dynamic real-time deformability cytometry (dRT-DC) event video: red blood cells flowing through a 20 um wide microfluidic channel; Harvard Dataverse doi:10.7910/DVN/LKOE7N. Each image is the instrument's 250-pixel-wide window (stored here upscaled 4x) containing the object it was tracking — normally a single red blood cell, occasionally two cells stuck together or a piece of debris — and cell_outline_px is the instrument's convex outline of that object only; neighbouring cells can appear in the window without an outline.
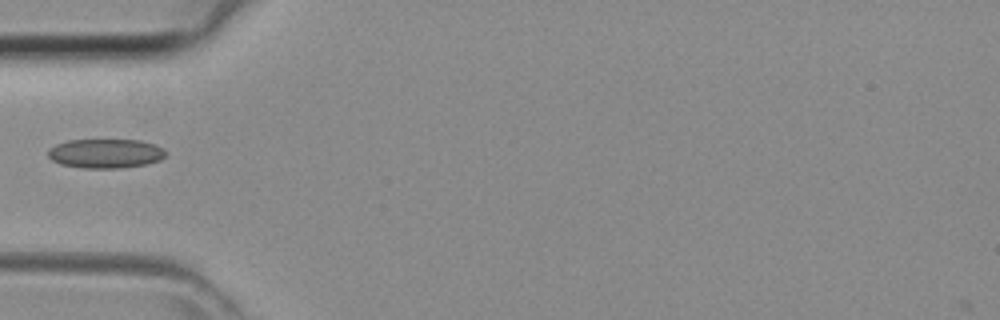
{"species": "common noctule bat (a hibernating species)", "species_latin": "Nyctalus noctula", "temperature_condition": "room temperature", "stored_images_in_passage": 28, "camera_frame_rate_fps": 3000, "um_per_image_px": 0.085, "animal": {"sex": "female", "body_mass_g": 29.2, "forearm_length_mm": 56.3}, "frame": {"image": 1, "passage_image": 1, "time_ms": 0.0, "image_size_px": [1000, 320], "cell_outline_px": [[168, 152], [160, 160], [144, 164], [120, 168], [84, 168], [60, 164], [52, 160], [48, 156], [48, 148], [56, 144], [68, 140], [140, 140], [156, 144], [164, 148]], "centroid_in_image_um": [8.98, 13.04], "position_along_channel_um": 76.0, "area_um2": 20.17}}
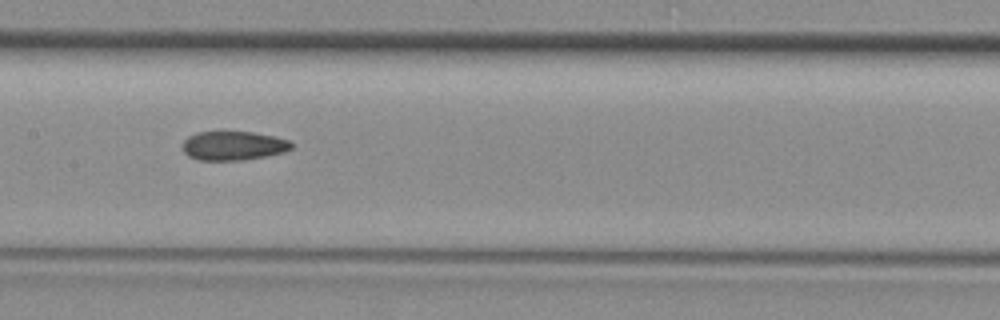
{"frame": {"image": 2, "passage_image": 8, "time_ms": 2.333, "image_size_px": [1000, 320], "cell_outline_px": [[292, 148], [284, 152], [264, 156], [240, 160], [200, 160], [188, 156], [184, 152], [184, 140], [188, 136], [196, 132], [252, 132], [272, 136], [288, 140], [292, 144]], "centroid_in_image_um": [19.81, 12.38], "position_along_channel_um": 187.6, "area_um2": 18.15}}
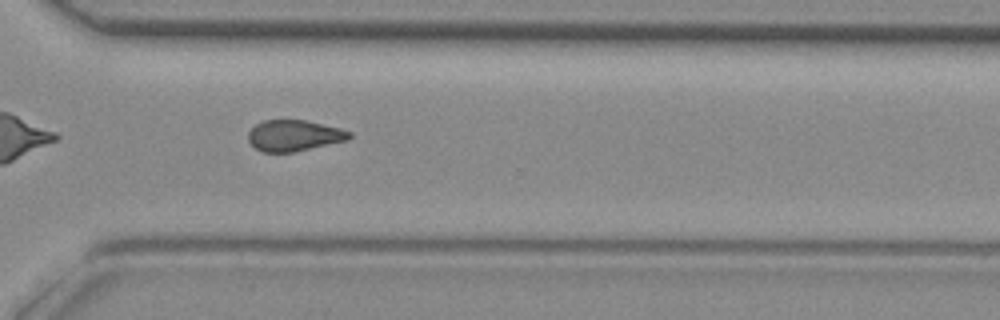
{"frame": {"image": 3, "passage_image": 18, "time_ms": 5.667, "image_size_px": [1000, 320], "cell_outline_px": [[352, 136], [348, 140], [292, 152], [260, 152], [248, 140], [248, 132], [256, 124], [264, 120], [308, 120], [340, 128], [352, 132]], "centroid_in_image_um": [25.01, 11.51], "position_along_channel_um": 345.6, "area_um2": 18.32}}